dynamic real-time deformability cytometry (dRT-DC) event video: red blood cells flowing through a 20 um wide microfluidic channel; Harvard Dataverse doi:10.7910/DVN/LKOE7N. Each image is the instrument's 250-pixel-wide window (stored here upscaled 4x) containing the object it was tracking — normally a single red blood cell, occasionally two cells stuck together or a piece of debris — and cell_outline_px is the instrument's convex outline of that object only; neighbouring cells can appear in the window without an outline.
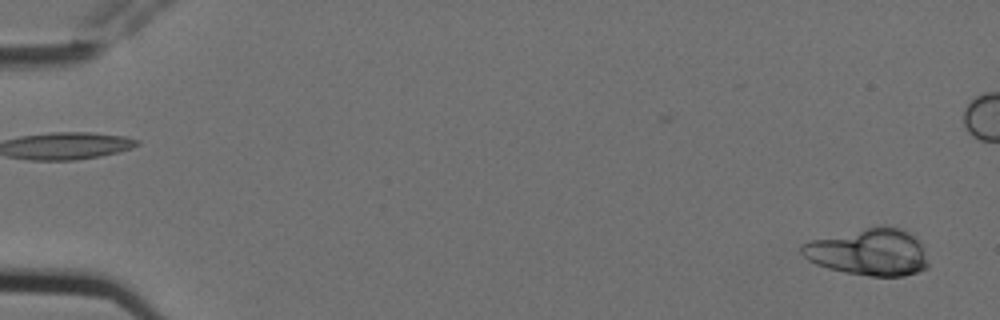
{"species": "Egyptian fruit bat (a non-hibernating species)", "species_latin": "Rousettus aegyptiacus", "temperature_condition": "cold", "stored_images_in_passage": 4, "camera_frame_rate_fps": 3000, "um_per_image_px": 0.085, "animal": {"sex": "female"}, "frame": {"image": 1, "passage_image": 1, "time_ms": 0.0, "image_size_px": [1000, 320], "cell_outline_px": [[928, 268], [904, 276], [868, 276], [844, 272], [828, 268], [816, 264], [808, 260], [800, 252], [800, 244], [812, 240], [884, 224], [908, 232], [920, 240], [924, 244], [928, 264]], "centroid_in_image_um": [73.88, 21.43], "position_along_channel_um": 11.1, "area_um2": 34.68}}